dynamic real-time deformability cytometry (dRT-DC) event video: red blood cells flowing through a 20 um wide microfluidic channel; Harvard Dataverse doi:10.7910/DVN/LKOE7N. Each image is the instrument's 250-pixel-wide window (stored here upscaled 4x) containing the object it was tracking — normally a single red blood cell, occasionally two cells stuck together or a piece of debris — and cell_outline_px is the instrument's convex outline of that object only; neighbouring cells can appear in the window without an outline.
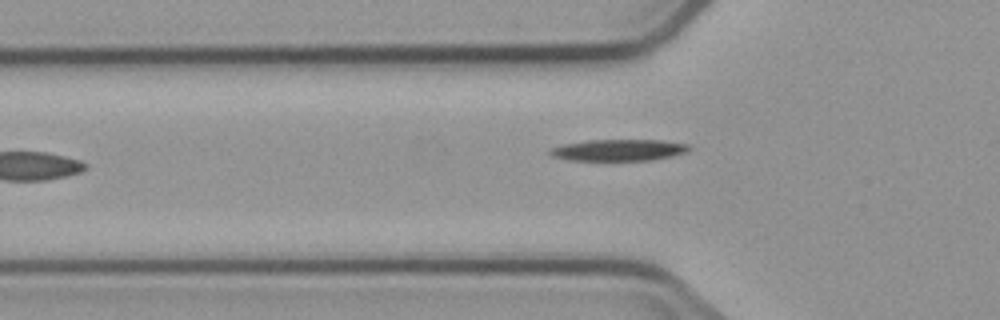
{"species": "common noctule bat (a hibernating species)", "species_latin": "Nyctalus noctula", "temperature_condition": "cold", "stored_images_in_passage": 4, "camera_frame_rate_fps": 3000, "um_per_image_px": 0.085, "animal": {"sex": "male", "body_mass_g": 23.1, "forearm_length_mm": 52.7}, "frame": {"image": 1, "passage_image": 4, "time_ms": 5.333, "image_size_px": [1000, 320], "cell_outline_px": [[692, 148], [688, 152], [672, 156], [652, 160], [568, 160], [552, 156], [548, 152], [548, 148], [564, 144], [588, 140], [660, 140], [688, 144]], "centroid_in_image_um": [52.59, 12.75], "position_along_channel_um": 73.2, "area_um2": 17.51}}